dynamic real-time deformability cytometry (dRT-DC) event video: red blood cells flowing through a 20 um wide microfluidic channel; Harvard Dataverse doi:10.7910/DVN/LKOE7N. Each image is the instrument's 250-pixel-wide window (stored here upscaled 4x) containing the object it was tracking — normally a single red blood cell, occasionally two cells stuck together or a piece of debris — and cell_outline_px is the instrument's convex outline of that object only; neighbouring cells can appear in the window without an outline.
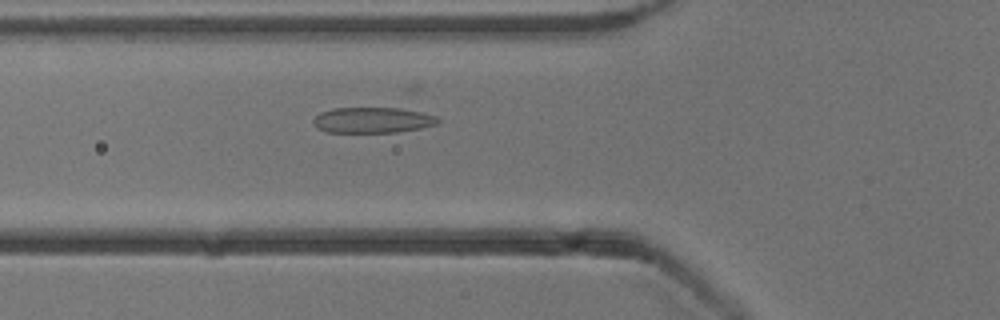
{"species": "common noctule bat (a hibernating species)", "species_latin": "Nyctalus noctula", "temperature_condition": "cold", "stored_images_in_passage": 35, "camera_frame_rate_fps": 3000, "um_per_image_px": 0.085, "animal": {"sex": "male", "body_mass_g": 13.3}, "frame": {"image": 1, "passage_image": 8, "time_ms": 2.333, "image_size_px": [1000, 320], "cell_outline_px": [[440, 124], [420, 128], [396, 132], [328, 132], [320, 128], [312, 120], [320, 112], [332, 108], [412, 108], [436, 116], [440, 120]], "centroid_in_image_um": [31.77, 10.19], "position_along_channel_um": 94.0, "area_um2": 18.79}}
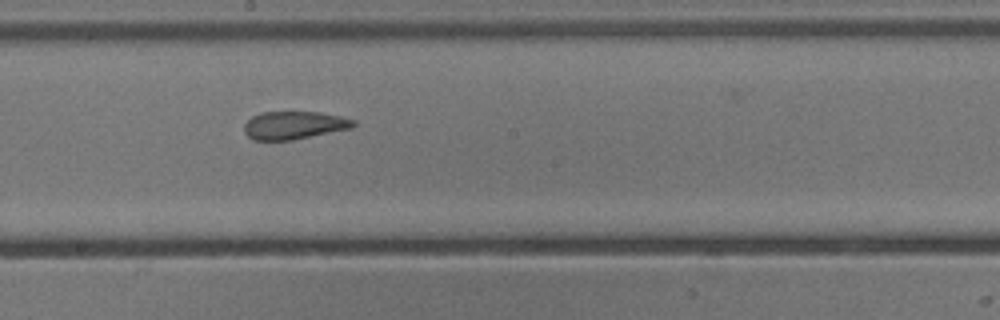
{"frame": {"image": 2, "passage_image": 18, "time_ms": 5.667, "image_size_px": [1000, 320], "cell_outline_px": [[356, 124], [352, 128], [292, 140], [252, 140], [244, 132], [244, 124], [252, 116], [260, 112], [320, 112], [340, 116], [356, 120]], "centroid_in_image_um": [24.99, 10.64], "position_along_channel_um": 223.2, "area_um2": 17.86}}
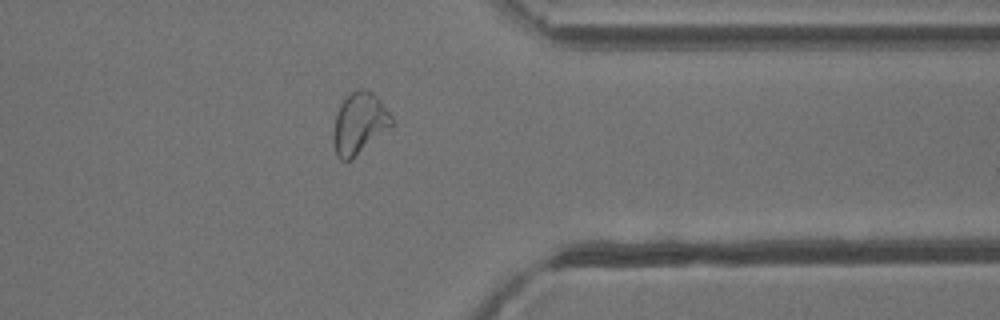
{"frame": {"image": 3, "passage_image": 31, "time_ms": 10.0, "image_size_px": [1000, 320], "cell_outline_px": [[392, 124], [388, 128], [352, 160], [340, 160], [336, 156], [332, 140], [332, 132], [336, 112], [340, 104], [356, 88], [364, 88], [372, 92], [380, 100], [392, 116]], "centroid_in_image_um": [30.49, 10.49], "position_along_channel_um": 380.9, "area_um2": 20.87}}